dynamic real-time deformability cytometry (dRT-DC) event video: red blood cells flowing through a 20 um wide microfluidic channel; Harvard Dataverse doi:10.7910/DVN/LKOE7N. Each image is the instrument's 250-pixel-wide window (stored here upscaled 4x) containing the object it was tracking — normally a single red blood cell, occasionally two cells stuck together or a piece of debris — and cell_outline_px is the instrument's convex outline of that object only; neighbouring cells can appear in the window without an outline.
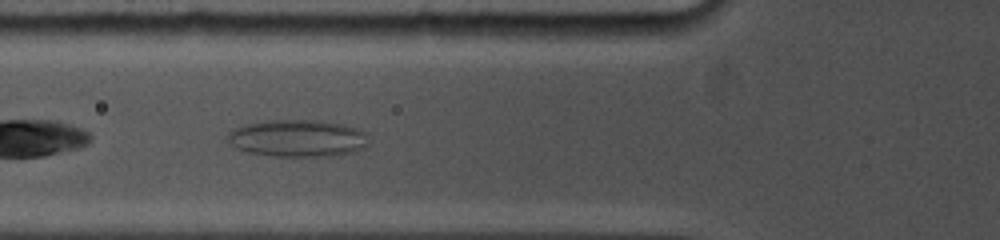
{"species": "common noctule bat (a hibernating species)", "species_latin": "Nyctalus noctula", "temperature_condition": "cold", "stored_images_in_passage": 40, "camera_frame_rate_fps": 5000, "um_per_image_px": 0.085, "animal": {"sex": "female", "body_mass_g": 19.0, "forearm_length_mm": 53.3}, "frame": {"image": 1, "passage_image": 10, "time_ms": 1.6, "image_size_px": [1000, 240], "cell_outline_px": [[368, 148], [352, 152], [332, 156], [272, 156], [248, 152], [236, 148], [224, 140], [228, 132], [232, 128], [240, 124], [268, 120], [320, 120], [344, 124], [360, 128], [368, 132]], "centroid_in_image_um": [25.3, 11.74], "position_along_channel_um": 100.5, "area_um2": 31.44}}
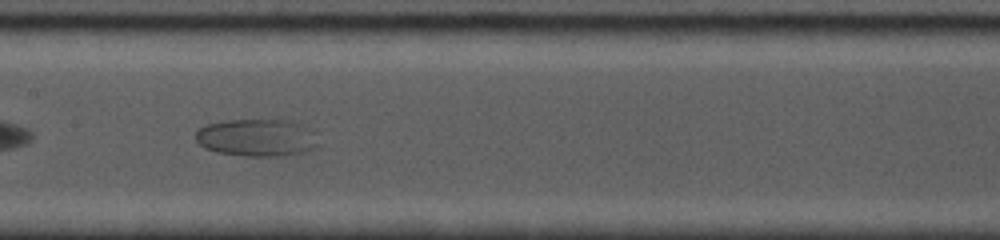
{"frame": {"image": 2, "passage_image": 20, "time_ms": 4.0, "image_size_px": [1000, 240], "cell_outline_px": [[320, 144], [316, 148], [308, 152], [296, 156], [244, 156], [216, 152], [204, 148], [196, 140], [196, 132], [200, 128], [208, 124], [224, 120], [292, 120], [304, 124], [312, 128]], "centroid_in_image_um": [21.94, 11.71], "position_along_channel_um": 185.5, "area_um2": 27.51}}
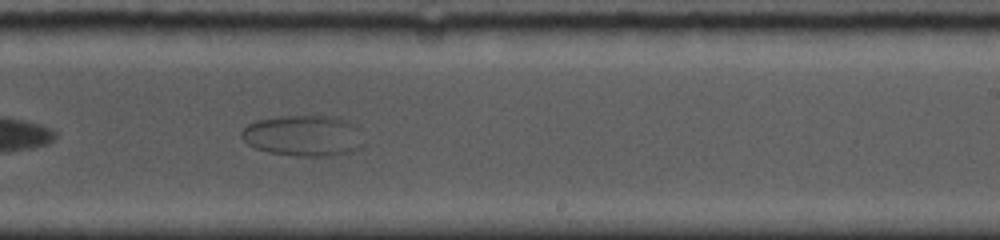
{"frame": {"image": 3, "passage_image": 31, "time_ms": 6.2, "image_size_px": [1000, 240], "cell_outline_px": [[364, 144], [360, 148], [352, 152], [336, 156], [296, 156], [268, 152], [256, 148], [248, 144], [240, 136], [240, 132], [248, 124], [256, 120], [284, 116], [328, 116], [344, 120], [352, 124]], "centroid_in_image_um": [25.75, 11.56], "position_along_channel_um": 263.3, "area_um2": 28.96}}